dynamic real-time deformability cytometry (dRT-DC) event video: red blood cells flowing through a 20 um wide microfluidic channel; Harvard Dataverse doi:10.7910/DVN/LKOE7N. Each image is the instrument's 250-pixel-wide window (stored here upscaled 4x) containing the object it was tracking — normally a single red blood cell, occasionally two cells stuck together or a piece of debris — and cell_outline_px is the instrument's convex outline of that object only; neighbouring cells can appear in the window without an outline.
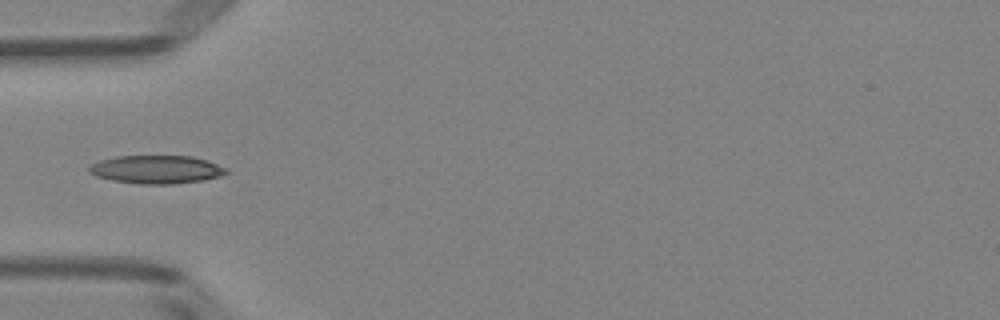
{"species": "Egyptian fruit bat (a non-hibernating species)", "species_latin": "Rousettus aegyptiacus", "temperature_condition": "room temperature", "stored_images_in_passage": 32, "camera_frame_rate_fps": 3000, "um_per_image_px": 0.085, "animal": {"sex": "female"}, "frame": {"image": 1, "passage_image": 1, "time_ms": 0.0, "image_size_px": [1000, 320], "cell_outline_px": [[232, 172], [220, 176], [204, 180], [172, 184], [140, 184], [112, 180], [96, 176], [88, 172], [88, 168], [92, 164], [100, 160], [116, 156], [192, 156], [208, 160], [228, 168]], "centroid_in_image_um": [13.35, 14.4], "position_along_channel_um": 71.7, "area_um2": 22.77}}
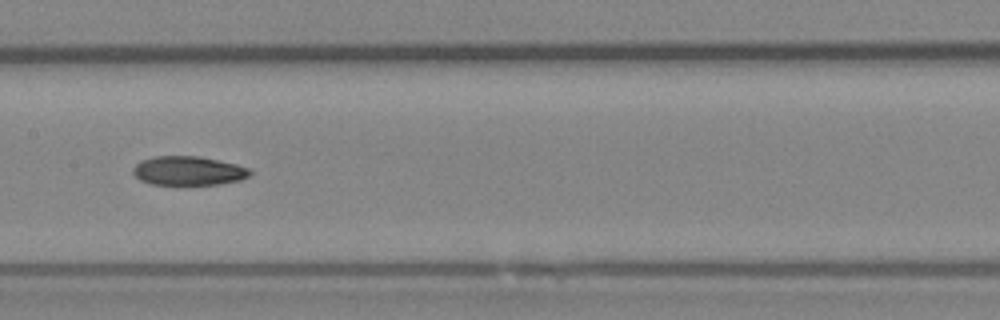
{"frame": {"image": 2, "passage_image": 10, "time_ms": 3.0, "image_size_px": [1000, 320], "cell_outline_px": [[252, 172], [248, 176], [240, 180], [216, 184], [152, 184], [140, 180], [132, 172], [132, 168], [140, 160], [152, 156], [200, 156], [236, 164], [248, 168]], "centroid_in_image_um": [15.97, 14.5], "position_along_channel_um": 191.4, "area_um2": 19.71}}
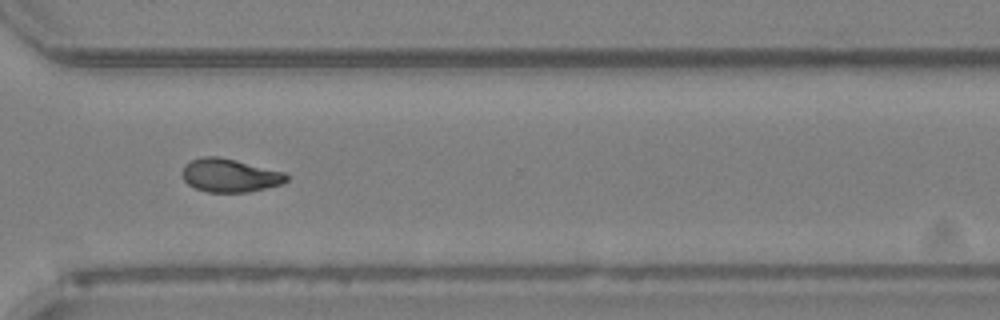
{"frame": {"image": 3, "passage_image": 22, "time_ms": 7.0, "image_size_px": [1000, 320], "cell_outline_px": [[288, 180], [284, 184], [248, 192], [208, 192], [196, 188], [188, 184], [184, 180], [180, 172], [184, 164], [192, 160], [204, 156], [220, 156], [284, 172], [288, 176]], "centroid_in_image_um": [19.52, 14.91], "position_along_channel_um": 351.1, "area_um2": 20.4}, "authors_computed_cell_mechanics": {"area_um2": 20.1722, "velocity_mm_per_s": 3.9825, "shape_relaxation_time_tau1_ms": null, "shape_relaxation_time_tau2_ms": 1.9137, "deformation_change_tau1": null, "deformation_change_tau2": 0.0577}}